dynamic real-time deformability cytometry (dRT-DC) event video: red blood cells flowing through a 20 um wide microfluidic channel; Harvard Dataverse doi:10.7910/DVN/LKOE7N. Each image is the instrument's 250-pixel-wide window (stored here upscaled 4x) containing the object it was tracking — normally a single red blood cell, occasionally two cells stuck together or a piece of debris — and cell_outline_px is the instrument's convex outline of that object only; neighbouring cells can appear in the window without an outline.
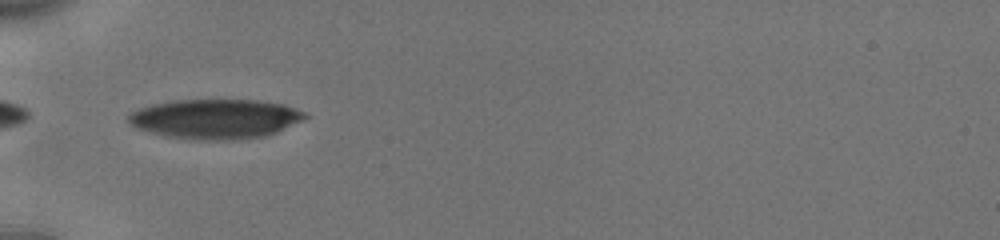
{"species": "human", "species_latin": "Homo sapiens", "temperature_condition": "cold", "stored_images_in_passage": 36, "camera_frame_rate_fps": 3000, "um_per_image_px": 0.085, "donor": {"sex": "male"}, "frame": {"image": 1, "passage_image": 1, "time_ms": 0.0, "image_size_px": [1000, 240], "cell_outline_px": [[308, 116], [276, 132], [264, 136], [240, 140], [196, 140], [168, 136], [136, 128], [128, 120], [128, 112], [152, 104], [172, 100], [256, 100], [280, 104], [296, 108], [304, 112]], "centroid_in_image_um": [18.27, 10.1], "position_along_channel_um": 66.7, "area_um2": 40.58}}
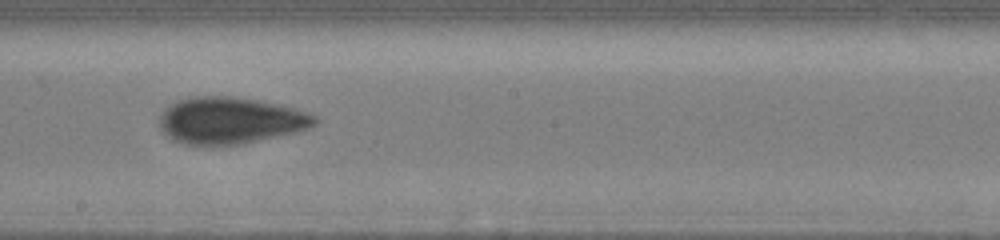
{"frame": {"image": 2, "passage_image": 14, "time_ms": 4.333, "image_size_px": [1000, 240], "cell_outline_px": [[320, 120], [316, 124], [308, 128], [296, 132], [240, 144], [184, 144], [172, 140], [160, 128], [160, 116], [176, 100], [192, 96], [232, 96], [260, 100], [296, 108], [308, 112], [316, 116]], "centroid_in_image_um": [19.62, 10.22], "position_along_channel_um": 228.6, "area_um2": 42.14}}
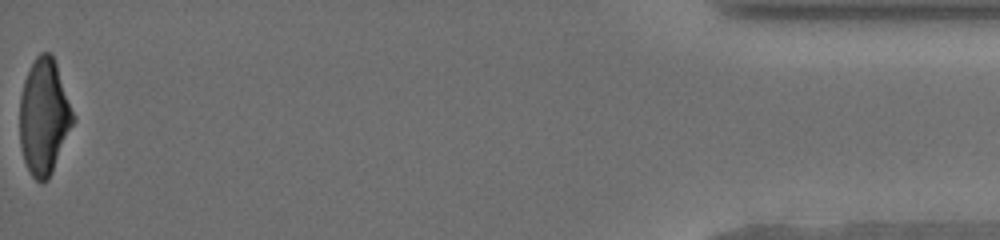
{"frame": {"image": 3, "passage_image": 36, "time_ms": 11.667, "image_size_px": [1000, 240], "cell_outline_px": [[76, 120], [52, 172], [48, 180], [40, 184], [32, 176], [24, 160], [20, 144], [20, 96], [24, 80], [36, 56], [40, 52], [52, 52], [76, 116]], "centroid_in_image_um": [3.77, 9.92], "position_along_channel_um": 431.4, "area_um2": 36.36}, "authors_computed_cell_mechanics": {"area_um2": 39.4196, "velocity_mm_per_s": 3.8666, "shape_relaxation_time_tau1_ms": 3.2687, "shape_relaxation_time_tau2_ms": 2.4717, "deformation_change_tau1": 0.1348, "deformation_change_tau2": 0.0909}}